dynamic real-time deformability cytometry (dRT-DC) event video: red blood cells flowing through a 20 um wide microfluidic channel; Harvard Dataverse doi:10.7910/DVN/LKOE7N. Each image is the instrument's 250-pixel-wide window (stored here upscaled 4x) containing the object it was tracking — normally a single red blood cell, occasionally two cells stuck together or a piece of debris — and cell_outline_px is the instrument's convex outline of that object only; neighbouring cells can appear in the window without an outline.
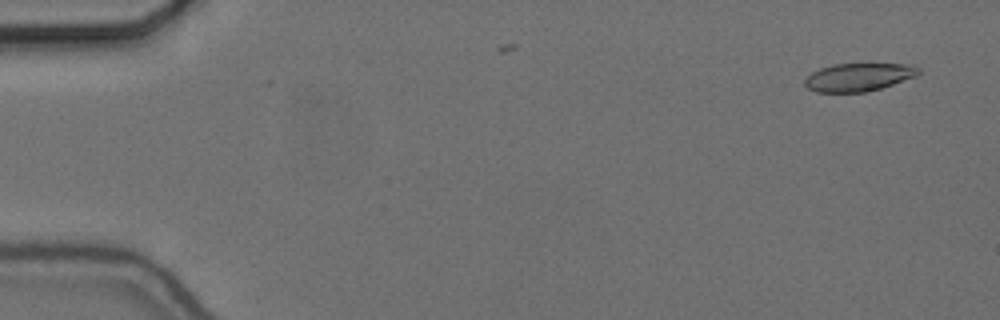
{"species": "common noctule bat (a hibernating species)", "species_latin": "Nyctalus noctula", "temperature_condition": "cold", "stored_images_in_passage": 6, "camera_frame_rate_fps": 3000, "um_per_image_px": 0.085, "animal": {"sex": "female", "body_mass_g": 24.6, "forearm_length_mm": 56.2}, "frame": {"image": 1, "passage_image": 2, "time_ms": 0.333, "image_size_px": [1000, 320], "cell_outline_px": [[920, 72], [916, 76], [880, 88], [864, 92], [816, 92], [808, 88], [804, 84], [804, 80], [812, 72], [820, 68], [832, 64], [868, 60], [912, 64], [920, 68]], "centroid_in_image_um": [73.03, 6.48], "position_along_channel_um": 12.0, "area_um2": 19.65}}